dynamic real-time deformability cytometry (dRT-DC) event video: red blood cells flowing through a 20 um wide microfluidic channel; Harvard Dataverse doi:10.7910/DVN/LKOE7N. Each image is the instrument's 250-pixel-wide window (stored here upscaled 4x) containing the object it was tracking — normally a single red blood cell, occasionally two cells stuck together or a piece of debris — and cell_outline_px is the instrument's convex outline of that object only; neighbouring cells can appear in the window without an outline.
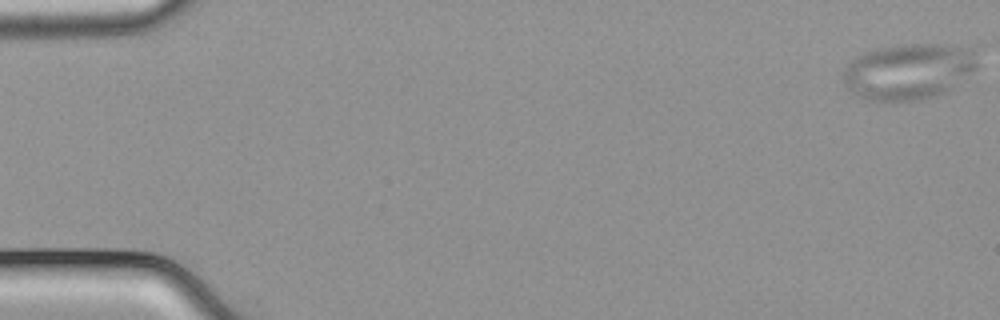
{"species": "common noctule bat (a hibernating species)", "species_latin": "Nyctalus noctula", "temperature_condition": "cold", "stored_images_in_passage": 21, "camera_frame_rate_fps": 3000, "um_per_image_px": 0.085, "animal": {"sex": "male", "body_mass_g": 21.5, "forearm_length_mm": 52.0}, "frame": {"image": 1, "passage_image": 1, "time_ms": 0.0, "image_size_px": [1000, 320], "cell_outline_px": [[976, 64], [972, 68], [944, 92], [916, 100], [864, 100], [852, 92], [844, 84], [844, 68], [856, 56], [864, 52], [876, 48], [904, 44], [948, 44], [972, 48]], "centroid_in_image_um": [77.13, 6.04], "position_along_channel_um": 7.9, "area_um2": 42.77}}